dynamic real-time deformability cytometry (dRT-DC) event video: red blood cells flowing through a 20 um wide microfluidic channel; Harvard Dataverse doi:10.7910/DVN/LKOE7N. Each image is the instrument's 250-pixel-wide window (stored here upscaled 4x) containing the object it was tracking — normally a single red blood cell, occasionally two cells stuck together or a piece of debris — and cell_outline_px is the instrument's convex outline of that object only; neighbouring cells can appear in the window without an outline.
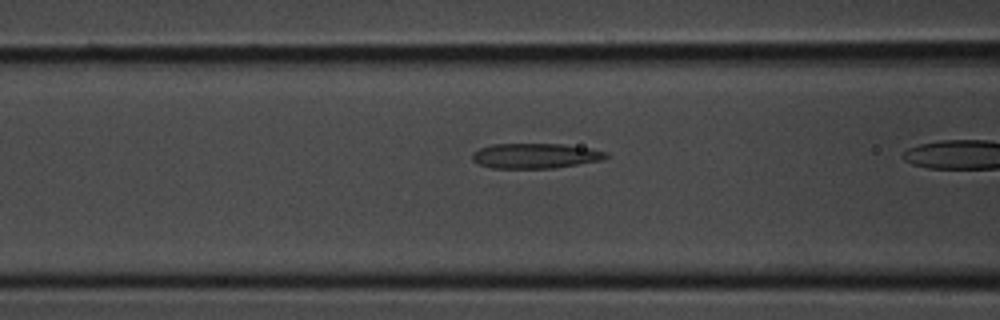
{"species": "common noctule bat (a hibernating species)", "species_latin": "Nyctalus noctula", "temperature_condition": "room temperature", "stored_images_in_passage": 26, "camera_frame_rate_fps": 3000, "um_per_image_px": 0.085, "animal": {"sex": "male", "body_mass_g": 20.1, "forearm_length_mm": 53.5}, "frame": {"image": 1, "passage_image": 12, "time_ms": 3.667, "image_size_px": [1000, 320], "cell_outline_px": [[608, 156], [604, 160], [556, 168], [492, 168], [480, 164], [472, 160], [472, 152], [480, 148], [492, 144], [560, 144], [588, 148], [608, 152]], "centroid_in_image_um": [45.52, 13.25], "position_along_channel_um": 121.1, "area_um2": 19.59}}
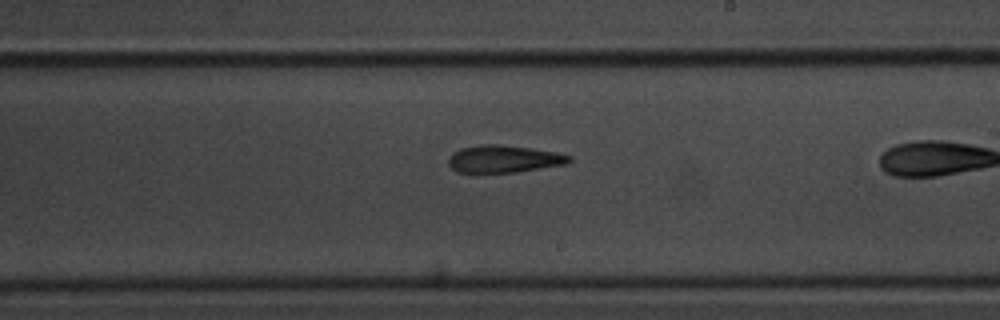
{"frame": {"image": 2, "passage_image": 19, "time_ms": 6.0, "image_size_px": [1000, 320], "cell_outline_px": [[572, 160], [568, 164], [516, 172], [456, 172], [448, 164], [448, 160], [452, 152], [460, 148], [480, 144], [496, 144], [528, 148], [556, 152], [572, 156]], "centroid_in_image_um": [42.82, 13.51], "position_along_channel_um": 246.2, "area_um2": 19.25}}